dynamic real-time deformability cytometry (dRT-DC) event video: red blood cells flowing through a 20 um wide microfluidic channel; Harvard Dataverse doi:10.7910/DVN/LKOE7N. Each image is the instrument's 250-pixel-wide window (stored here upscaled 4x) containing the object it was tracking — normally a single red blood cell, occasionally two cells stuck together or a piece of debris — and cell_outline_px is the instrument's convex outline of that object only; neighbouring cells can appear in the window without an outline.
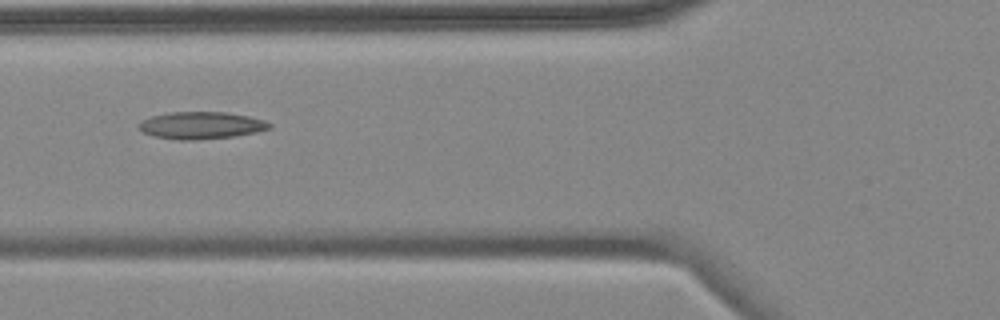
{"species": "common noctule bat (a hibernating species)", "species_latin": "Nyctalus noctula", "temperature_condition": "cold", "stored_images_in_passage": 6, "camera_frame_rate_fps": 3000, "um_per_image_px": 0.085, "animal": {"sex": "female", "body_mass_g": 18.4}, "frame": {"image": 1, "passage_image": 6, "time_ms": 6.0, "image_size_px": [1000, 320], "cell_outline_px": [[272, 128], [256, 132], [232, 136], [192, 140], [180, 140], [152, 136], [136, 128], [136, 124], [140, 120], [152, 116], [168, 112], [228, 112], [248, 116], [264, 120], [272, 124]], "centroid_in_image_um": [17.05, 10.65], "position_along_channel_um": 108.8, "area_um2": 20.81}}